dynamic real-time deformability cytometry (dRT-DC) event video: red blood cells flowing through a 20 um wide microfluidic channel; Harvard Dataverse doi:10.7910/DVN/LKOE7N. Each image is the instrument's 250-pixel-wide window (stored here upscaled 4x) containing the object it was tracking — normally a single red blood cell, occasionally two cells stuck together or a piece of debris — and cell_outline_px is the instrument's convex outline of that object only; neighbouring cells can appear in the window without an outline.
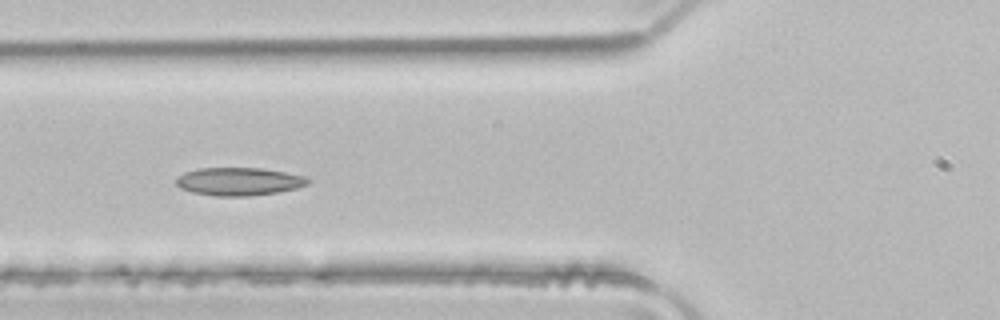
{"species": "common noctule bat (a hibernating species)", "species_latin": "Nyctalus noctula", "temperature_condition": "room temperature", "stored_images_in_passage": 6, "camera_frame_rate_fps": 3000, "um_per_image_px": 0.085, "animal": {"sex": "male", "body_mass_g": 21.5, "forearm_length_mm": 52.0}, "frame": {"image": 1, "passage_image": 5, "time_ms": 1.333, "image_size_px": [1000, 320], "cell_outline_px": [[312, 180], [308, 184], [296, 188], [276, 192], [248, 196], [216, 196], [192, 192], [180, 188], [176, 184], [176, 180], [184, 172], [200, 168], [264, 168], [304, 176]], "centroid_in_image_um": [20.31, 15.42], "position_along_channel_um": 105.5, "area_um2": 21.39}}
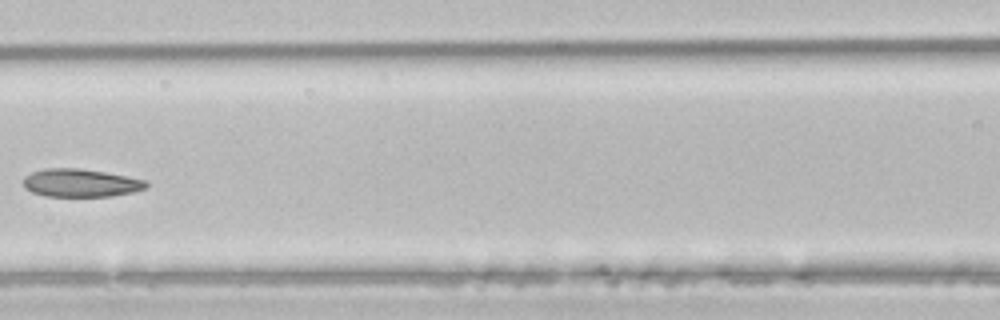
{"frame": {"image": 2, "passage_image": 6, "time_ms": 1.667, "image_size_px": [1000, 320], "cell_outline_px": [[148, 184], [144, 188], [132, 192], [112, 196], [44, 196], [32, 192], [24, 188], [24, 176], [32, 172], [44, 168], [80, 168], [104, 172], [148, 180]], "centroid_in_image_um": [6.83, 15.54], "position_along_channel_um": 159.8, "area_um2": 20.06}}